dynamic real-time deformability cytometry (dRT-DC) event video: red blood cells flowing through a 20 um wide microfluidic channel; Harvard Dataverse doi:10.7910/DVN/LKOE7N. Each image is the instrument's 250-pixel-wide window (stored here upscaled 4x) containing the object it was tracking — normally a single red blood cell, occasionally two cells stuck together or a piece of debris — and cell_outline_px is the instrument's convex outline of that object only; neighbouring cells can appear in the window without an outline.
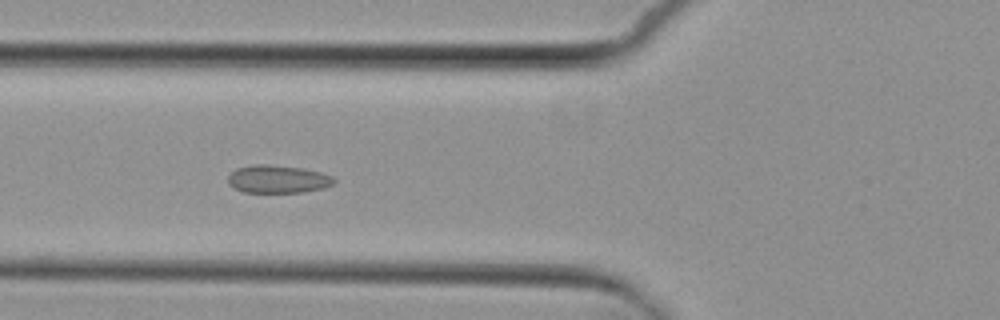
{"species": "common noctule bat (a hibernating species)", "species_latin": "Nyctalus noctula", "temperature_condition": "cold", "stored_images_in_passage": 11, "camera_frame_rate_fps": 3000, "um_per_image_px": 0.085, "animal": {"sex": "female", "body_mass_g": 29.2, "forearm_length_mm": 56.3}, "frame": {"image": 1, "passage_image": 7, "time_ms": 7.0, "image_size_px": [1000, 320], "cell_outline_px": [[336, 180], [332, 184], [324, 188], [304, 192], [244, 192], [228, 184], [228, 176], [236, 168], [252, 164], [268, 164], [304, 168], [320, 172], [332, 176]], "centroid_in_image_um": [23.61, 15.21], "position_along_channel_um": 102.2, "area_um2": 17.28}}
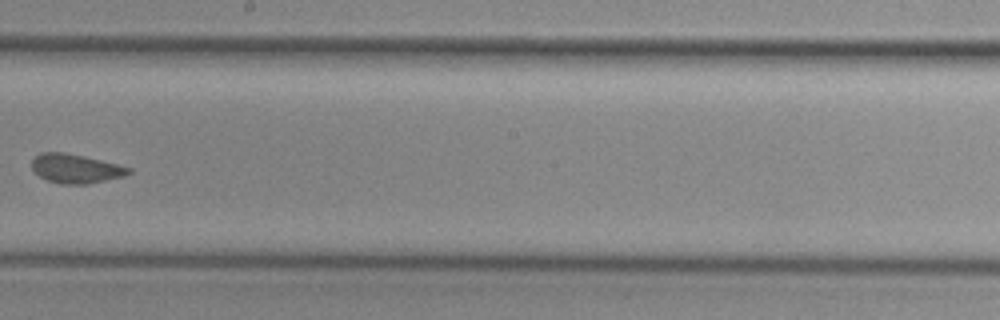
{"frame": {"image": 2, "passage_image": 10, "time_ms": 10.667, "image_size_px": [1000, 320], "cell_outline_px": [[132, 172], [124, 176], [88, 184], [60, 184], [48, 180], [40, 176], [32, 168], [32, 160], [40, 152], [64, 152], [84, 156], [132, 168]], "centroid_in_image_um": [6.44, 14.33], "position_along_channel_um": 241.8, "area_um2": 16.3}}
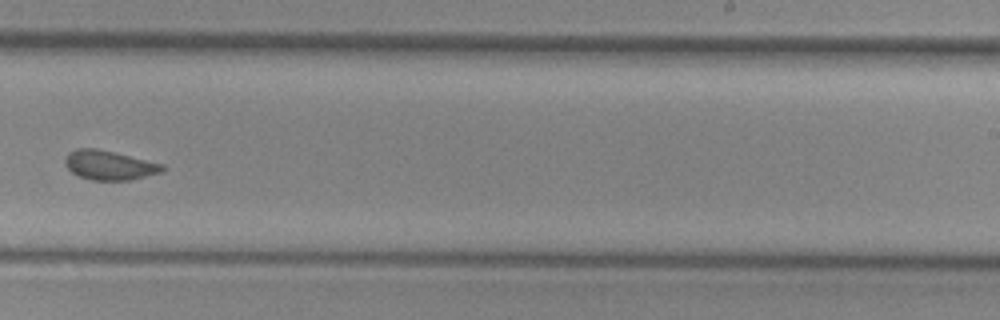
{"frame": {"image": 3, "passage_image": 11, "time_ms": 11.667, "image_size_px": [1000, 320], "cell_outline_px": [[164, 168], [160, 172], [132, 180], [92, 180], [80, 176], [72, 172], [64, 164], [64, 160], [68, 152], [76, 148], [96, 148], [164, 164]], "centroid_in_image_um": [9.26, 14.04], "position_along_channel_um": 279.7, "area_um2": 16.53}}